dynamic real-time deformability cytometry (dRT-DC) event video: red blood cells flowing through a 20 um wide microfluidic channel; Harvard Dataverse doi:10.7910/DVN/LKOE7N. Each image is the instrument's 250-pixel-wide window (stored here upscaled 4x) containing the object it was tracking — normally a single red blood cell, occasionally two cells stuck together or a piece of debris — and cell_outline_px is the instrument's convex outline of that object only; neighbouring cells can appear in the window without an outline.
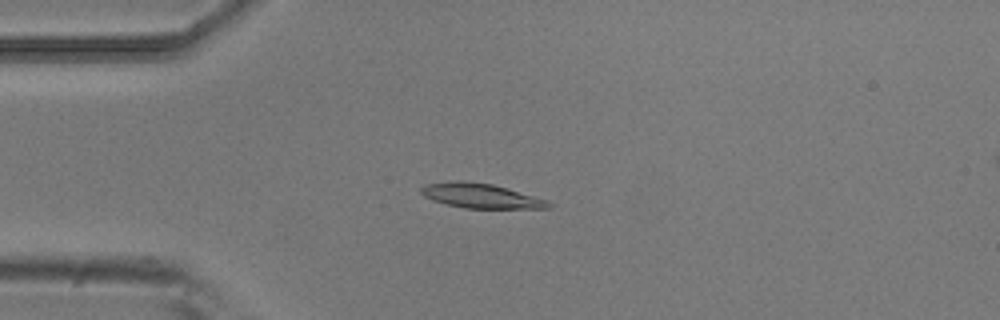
{"species": "common noctule bat (a hibernating species)", "species_latin": "Nyctalus noctula", "temperature_condition": "room temperature", "stored_images_in_passage": 4, "camera_frame_rate_fps": 3000, "um_per_image_px": 0.085, "animal": {"sex": "male", "body_mass_g": 20.5, "forearm_length_mm": 52.5}, "frame": {"image": 1, "passage_image": 2, "time_ms": 0.333, "image_size_px": [1000, 320], "cell_outline_px": [[552, 204], [548, 208], [464, 208], [432, 200], [424, 196], [420, 192], [420, 188], [424, 184], [456, 180], [460, 180], [492, 184], [548, 200]], "centroid_in_image_um": [40.83, 16.63], "position_along_channel_um": 44.2, "area_um2": 18.15}}